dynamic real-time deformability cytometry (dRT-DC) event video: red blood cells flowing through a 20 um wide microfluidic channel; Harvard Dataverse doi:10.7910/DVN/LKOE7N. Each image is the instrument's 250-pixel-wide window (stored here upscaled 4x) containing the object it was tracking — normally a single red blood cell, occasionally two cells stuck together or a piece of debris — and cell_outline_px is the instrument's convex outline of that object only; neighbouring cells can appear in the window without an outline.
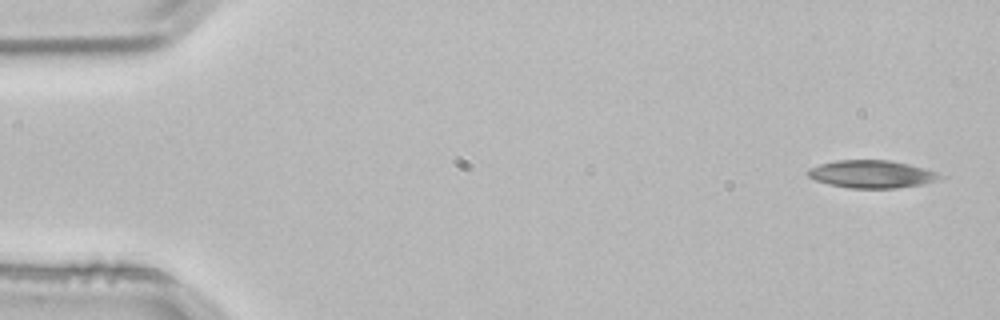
{"species": "common noctule bat (a hibernating species)", "species_latin": "Nyctalus noctula", "temperature_condition": "room temperature", "stored_images_in_passage": 2, "camera_frame_rate_fps": 3000, "um_per_image_px": 0.085, "animal": {"sex": "male", "body_mass_g": 21.5, "forearm_length_mm": 52.0}, "frame": {"image": 1, "passage_image": 1, "time_ms": 0.0, "image_size_px": [1000, 320], "cell_outline_px": [[944, 176], [936, 180], [920, 184], [896, 188], [848, 188], [828, 184], [816, 180], [808, 176], [808, 168], [820, 164], [836, 160], [888, 160], [908, 164], [924, 168], [936, 172]], "centroid_in_image_um": [74.06, 14.8], "position_along_channel_um": 10.9, "area_um2": 21.1}}